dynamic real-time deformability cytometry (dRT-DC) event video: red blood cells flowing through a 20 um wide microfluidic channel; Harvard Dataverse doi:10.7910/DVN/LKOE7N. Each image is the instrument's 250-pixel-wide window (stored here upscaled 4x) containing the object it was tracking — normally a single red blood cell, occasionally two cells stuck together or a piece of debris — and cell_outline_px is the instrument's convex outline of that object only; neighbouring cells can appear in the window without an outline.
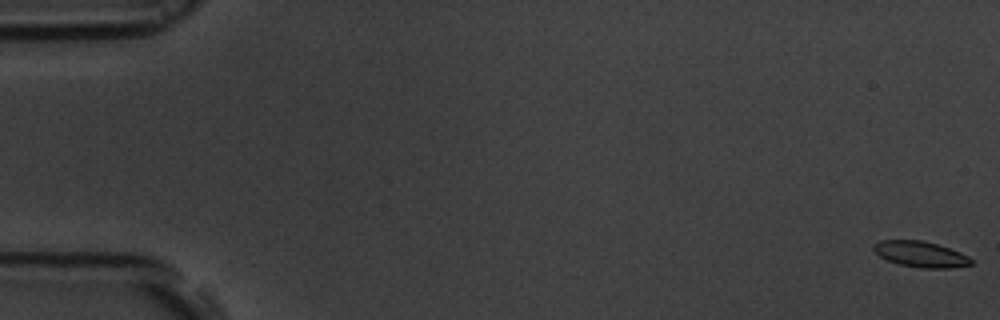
{"species": "common noctule bat (a hibernating species)", "species_latin": "Nyctalus noctula", "temperature_condition": "room temperature", "stored_images_in_passage": 56, "camera_frame_rate_fps": 3000, "um_per_image_px": 0.085, "animal": {"sex": "male", "body_mass_g": 19.5, "forearm_length_mm": 54.6}, "frame": {"image": 1, "passage_image": 1, "time_ms": 0.0, "image_size_px": [1000, 320], "cell_outline_px": [[972, 264], [952, 268], [920, 268], [896, 264], [880, 256], [872, 248], [872, 244], [880, 240], [924, 240], [960, 252], [968, 256], [972, 260]], "centroid_in_image_um": [78.23, 21.61], "position_along_channel_um": 6.8, "area_um2": 14.74}}
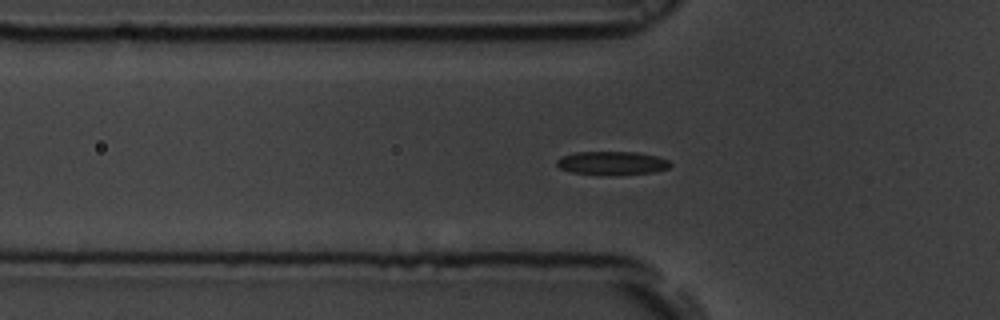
{"frame": {"image": 2, "passage_image": 19, "time_ms": 6.0, "image_size_px": [1000, 320], "cell_outline_px": [[672, 164], [668, 168], [656, 172], [600, 176], [572, 172], [560, 168], [556, 164], [556, 160], [560, 156], [576, 152], [636, 152], [656, 156], [668, 160]], "centroid_in_image_um": [51.99, 13.87], "position_along_channel_um": 73.8, "area_um2": 15.78}}
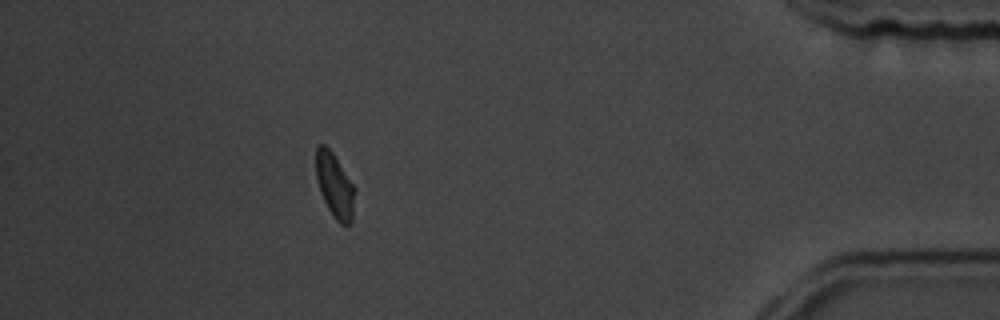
{"frame": {"image": 3, "passage_image": 50, "time_ms": 16.333, "image_size_px": [1000, 320], "cell_outline_px": [[356, 188], [352, 220], [348, 224], [340, 224], [332, 216], [320, 192], [316, 176], [316, 148], [320, 144], [324, 144], [332, 152]], "centroid_in_image_um": [28.46, 15.78], "position_along_channel_um": 406.7, "area_um2": 14.57}, "authors_computed_cell_mechanics": {"area_um2": 15.1725, "velocity_mm_per_s": 3.713, "shape_relaxation_time_tau1_ms": 2.7661, "shape_relaxation_time_tau2_ms": 2.0368, "deformation_change_tau1": 0.1261, "deformation_change_tau2": 0.0857}}